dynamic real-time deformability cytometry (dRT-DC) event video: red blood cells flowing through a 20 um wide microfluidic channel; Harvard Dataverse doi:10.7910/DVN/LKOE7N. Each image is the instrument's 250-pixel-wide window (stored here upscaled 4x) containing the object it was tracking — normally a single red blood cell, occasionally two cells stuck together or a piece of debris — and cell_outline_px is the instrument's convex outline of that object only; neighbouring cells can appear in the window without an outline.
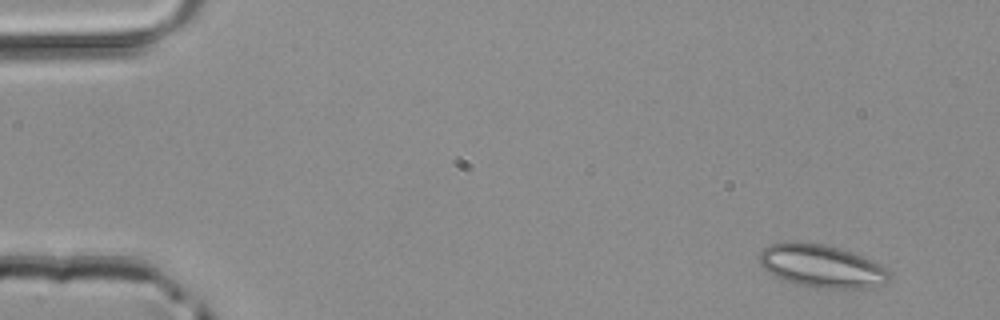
{"species": "common noctule bat (a hibernating species)", "species_latin": "Nyctalus noctula", "temperature_condition": "room temperature", "stored_images_in_passage": 48, "camera_frame_rate_fps": 3000, "um_per_image_px": 0.085, "animal": {"sex": "male", "body_mass_g": 20.4}, "frame": {"image": 1, "passage_image": 3, "time_ms": 0.667, "image_size_px": [1000, 320], "cell_outline_px": [[888, 280], [884, 284], [868, 288], [816, 288], [796, 284], [784, 280], [768, 272], [760, 264], [760, 252], [768, 244], [792, 240], [824, 244], [840, 248], [864, 256], [872, 260], [884, 268], [888, 272]], "centroid_in_image_um": [69.8, 22.6], "position_along_channel_um": 15.2, "area_um2": 32.6}}
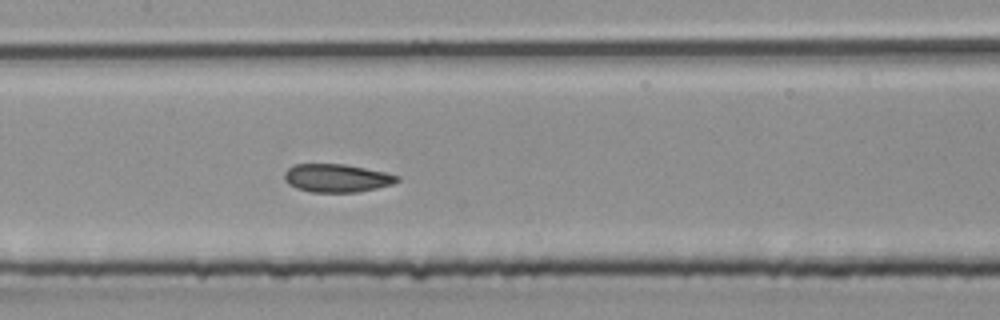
{"frame": {"image": 2, "passage_image": 23, "time_ms": 7.333, "image_size_px": [1000, 320], "cell_outline_px": [[400, 180], [392, 184], [376, 188], [356, 192], [312, 192], [296, 188], [288, 184], [284, 180], [284, 172], [292, 164], [344, 164], [388, 172], [400, 176]], "centroid_in_image_um": [28.62, 15.13], "position_along_channel_um": 178.8, "area_um2": 18.67}}
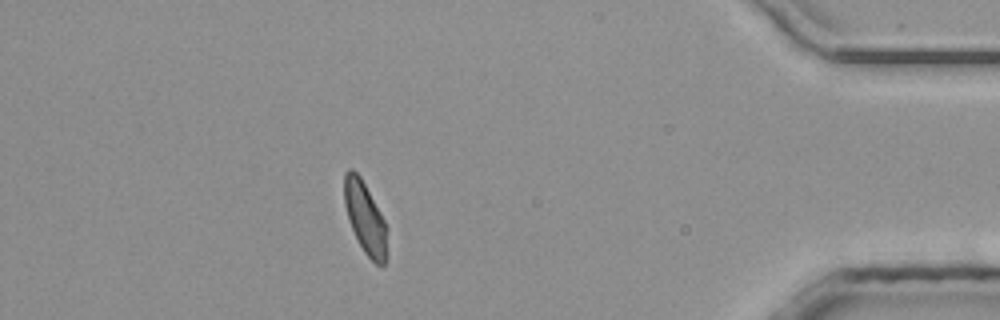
{"frame": {"image": 3, "passage_image": 42, "time_ms": 13.667, "image_size_px": [1000, 320], "cell_outline_px": [[388, 228], [384, 268], [380, 268], [364, 252], [348, 220], [344, 204], [344, 172], [348, 168], [352, 168], [360, 176], [380, 212]], "centroid_in_image_um": [31.04, 18.52], "position_along_channel_um": 404.2, "area_um2": 17.92}}